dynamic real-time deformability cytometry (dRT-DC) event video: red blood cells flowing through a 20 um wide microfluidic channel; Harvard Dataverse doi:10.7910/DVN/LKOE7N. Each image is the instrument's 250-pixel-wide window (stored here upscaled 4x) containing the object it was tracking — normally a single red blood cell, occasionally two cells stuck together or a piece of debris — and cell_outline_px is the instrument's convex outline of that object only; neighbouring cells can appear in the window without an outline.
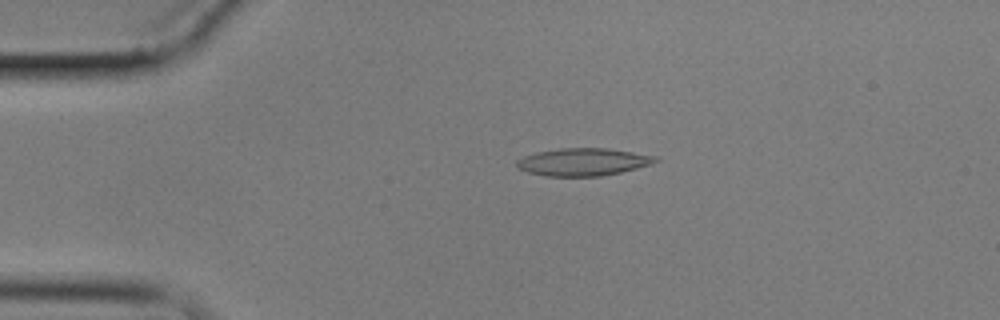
{"species": "common noctule bat (a hibernating species)", "species_latin": "Nyctalus noctula", "temperature_condition": "cold", "stored_images_in_passage": 5, "camera_frame_rate_fps": 3000, "um_per_image_px": 0.085, "animal": {"sex": "male", "body_mass_g": 17.9}, "frame": {"image": 1, "passage_image": 4, "time_ms": 3.333, "image_size_px": [1000, 320], "cell_outline_px": [[660, 160], [652, 164], [620, 172], [600, 176], [544, 176], [528, 172], [516, 168], [516, 160], [524, 156], [536, 152], [560, 148], [608, 148], [660, 156]], "centroid_in_image_um": [49.58, 13.76], "position_along_channel_um": 35.4, "area_um2": 22.48}}